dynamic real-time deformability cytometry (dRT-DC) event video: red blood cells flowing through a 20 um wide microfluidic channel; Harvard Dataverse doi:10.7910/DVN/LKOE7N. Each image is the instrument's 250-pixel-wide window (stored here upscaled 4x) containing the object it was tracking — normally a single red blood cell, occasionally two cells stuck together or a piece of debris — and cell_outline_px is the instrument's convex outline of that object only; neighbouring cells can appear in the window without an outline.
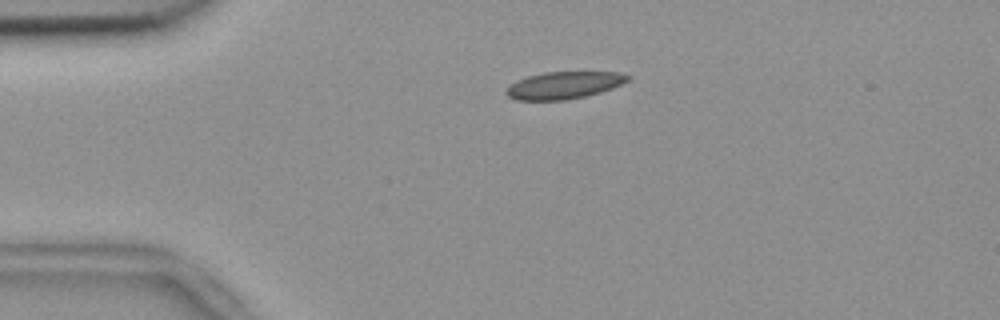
{"species": "common noctule bat (a hibernating species)", "species_latin": "Nyctalus noctula", "temperature_condition": "room temperature", "stored_images_in_passage": 55, "camera_frame_rate_fps": 3000, "um_per_image_px": 0.085, "animal": {"sex": "female", "body_mass_g": 18.4}, "frame": {"image": 1, "passage_image": 12, "time_ms": 3.667, "image_size_px": [1000, 320], "cell_outline_px": [[632, 76], [628, 80], [612, 88], [600, 92], [584, 96], [564, 100], [516, 100], [508, 96], [504, 92], [516, 80], [528, 76], [544, 72], [620, 72]], "centroid_in_image_um": [47.93, 7.24], "position_along_channel_um": 37.1, "area_um2": 19.13}}
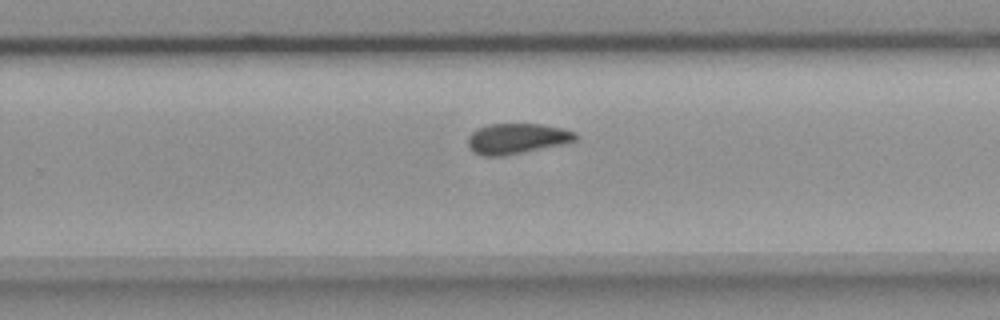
{"frame": {"image": 2, "passage_image": 35, "time_ms": 11.333, "image_size_px": [1000, 320], "cell_outline_px": [[580, 136], [576, 140], [564, 144], [500, 156], [484, 156], [472, 152], [468, 144], [468, 136], [476, 128], [488, 124], [544, 124], [576, 132]], "centroid_in_image_um": [43.93, 11.77], "position_along_channel_um": 285.9, "area_um2": 19.13}}
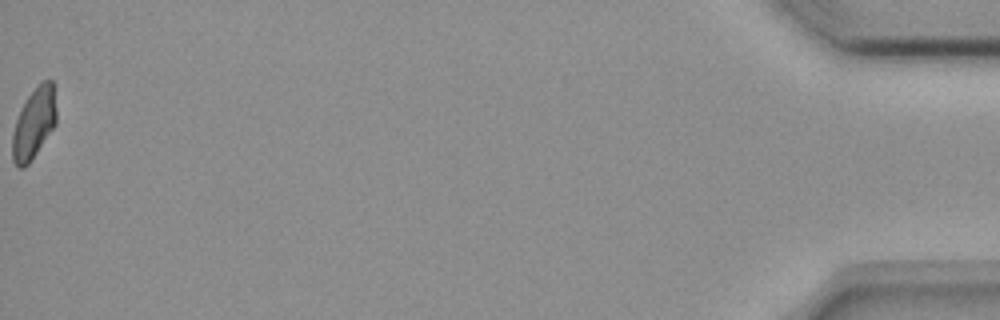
{"frame": {"image": 3, "passage_image": 55, "time_ms": 18.0, "image_size_px": [1000, 320], "cell_outline_px": [[56, 124], [28, 164], [24, 168], [20, 168], [12, 160], [12, 136], [16, 120], [20, 108], [28, 96], [40, 80], [52, 80], [56, 108]], "centroid_in_image_um": [2.88, 10.46], "position_along_channel_um": 432.3, "area_um2": 18.09}, "authors_computed_cell_mechanics": {"area_um2": 19.4208, "velocity_mm_per_s": 3.6951, "shape_relaxation_time_tau1_ms": null, "shape_relaxation_time_tau2_ms": 2.1732, "deformation_change_tau1": null, "deformation_change_tau2": 0.0696}}